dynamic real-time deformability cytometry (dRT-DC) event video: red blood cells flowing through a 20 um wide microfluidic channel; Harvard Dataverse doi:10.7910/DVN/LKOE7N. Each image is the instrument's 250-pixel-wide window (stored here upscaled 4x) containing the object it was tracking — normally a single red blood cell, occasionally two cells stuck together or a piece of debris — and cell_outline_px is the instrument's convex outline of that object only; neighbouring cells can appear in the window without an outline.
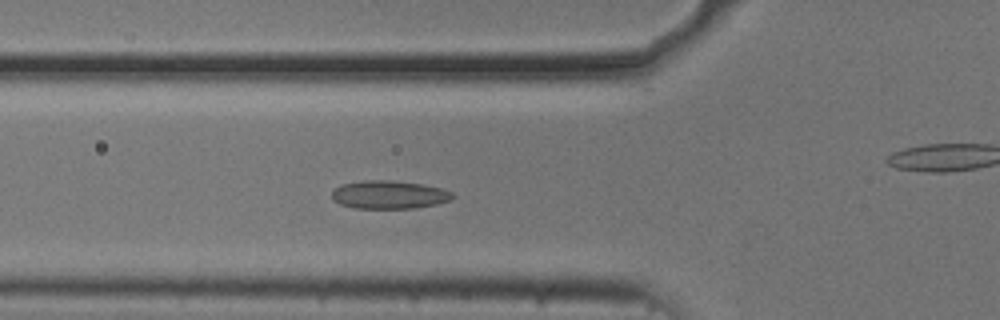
{"species": "common noctule bat (a hibernating species)", "species_latin": "Nyctalus noctula", "temperature_condition": "cold", "stored_images_in_passage": 55, "camera_frame_rate_fps": 3000, "um_per_image_px": 0.085, "animal": {"sex": "male", "body_mass_g": 20.5, "forearm_length_mm": 52.5}, "frame": {"image": 1, "passage_image": 19, "time_ms": 6.0, "image_size_px": [1000, 320], "cell_outline_px": [[456, 196], [452, 200], [436, 204], [416, 208], [356, 208], [340, 204], [332, 200], [332, 192], [340, 184], [364, 180], [392, 180], [424, 184], [440, 188], [452, 192]], "centroid_in_image_um": [33.09, 16.54], "position_along_channel_um": 92.7, "area_um2": 20.0}}
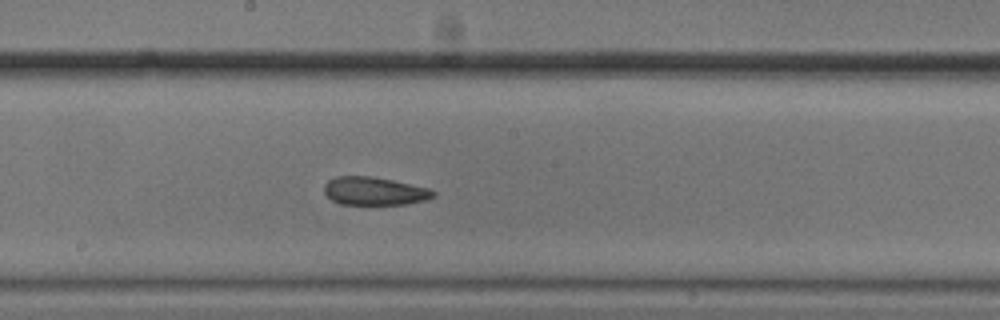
{"frame": {"image": 2, "passage_image": 29, "time_ms": 9.333, "image_size_px": [1000, 320], "cell_outline_px": [[436, 196], [428, 200], [408, 204], [340, 204], [332, 200], [324, 192], [324, 184], [328, 180], [336, 176], [368, 176], [392, 180], [428, 188], [436, 192]], "centroid_in_image_um": [31.84, 16.25], "position_along_channel_um": 216.4, "area_um2": 17.92}}
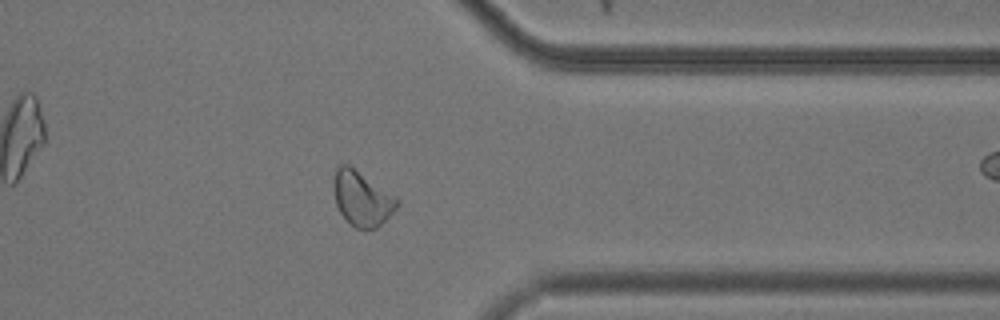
{"frame": {"image": 3, "passage_image": 43, "time_ms": 14.0, "image_size_px": [1000, 320], "cell_outline_px": [[400, 204], [376, 228], [356, 228], [340, 212], [336, 204], [336, 168], [340, 164], [348, 164], [400, 200]], "centroid_in_image_um": [30.8, 16.88], "position_along_channel_um": 380.6, "area_um2": 19.19}, "authors_computed_cell_mechanics": {"area_um2": 19.941, "velocity_mm_per_s": 3.6971, "shape_relaxation_time_tau1_ms": null, "shape_relaxation_time_tau2_ms": 2.731, "deformation_change_tau1": null, "deformation_change_tau2": 0.0925}}